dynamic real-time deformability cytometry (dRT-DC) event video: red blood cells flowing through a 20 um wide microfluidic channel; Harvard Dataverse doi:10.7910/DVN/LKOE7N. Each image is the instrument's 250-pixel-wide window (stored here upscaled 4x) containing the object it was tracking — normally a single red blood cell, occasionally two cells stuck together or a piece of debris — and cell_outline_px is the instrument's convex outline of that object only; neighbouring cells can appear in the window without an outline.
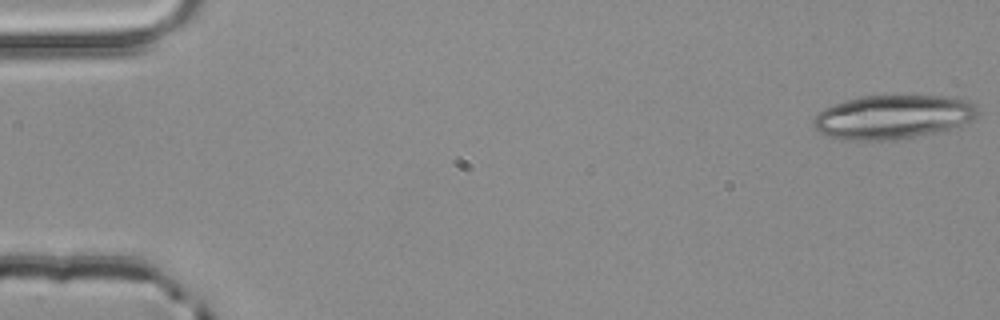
{"species": "common noctule bat (a hibernating species)", "species_latin": "Nyctalus noctula", "temperature_condition": "room temperature", "stored_images_in_passage": 5, "camera_frame_rate_fps": 3000, "um_per_image_px": 0.085, "animal": {"sex": "male", "body_mass_g": 20.4}, "frame": {"image": 1, "passage_image": 1, "time_ms": 0.0, "image_size_px": [1000, 320], "cell_outline_px": [[980, 112], [972, 120], [960, 128], [896, 140], [840, 140], [824, 136], [816, 128], [812, 120], [816, 112], [824, 108], [860, 96], [956, 96], [968, 100], [976, 104]], "centroid_in_image_um": [75.96, 9.95], "position_along_channel_um": 9.0, "area_um2": 42.89}}